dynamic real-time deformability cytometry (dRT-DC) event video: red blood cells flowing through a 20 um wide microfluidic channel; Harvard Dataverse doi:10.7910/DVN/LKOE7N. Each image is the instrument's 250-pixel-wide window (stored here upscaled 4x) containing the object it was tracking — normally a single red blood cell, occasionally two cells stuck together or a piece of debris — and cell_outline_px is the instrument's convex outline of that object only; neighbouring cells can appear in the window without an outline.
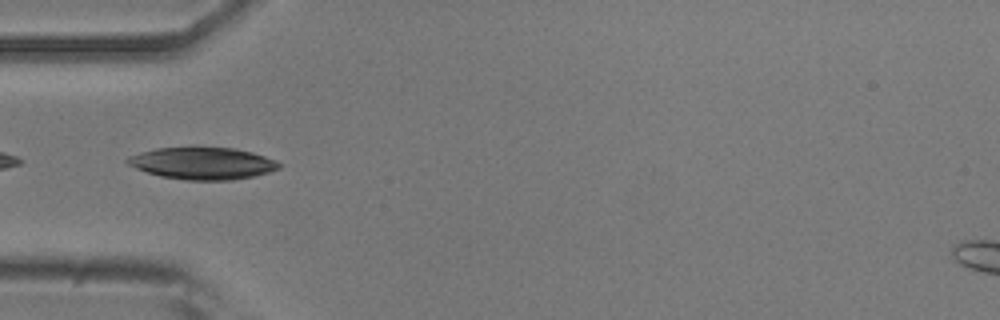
{"species": "common noctule bat (a hibernating species)", "species_latin": "Nyctalus noctula", "temperature_condition": "room temperature", "stored_images_in_passage": 38, "camera_frame_rate_fps": 3000, "um_per_image_px": 0.085, "animal": {"sex": "male", "body_mass_g": 20.5, "forearm_length_mm": 52.5}, "frame": {"image": 1, "passage_image": 4, "time_ms": 1.0, "image_size_px": [1000, 320], "cell_outline_px": [[284, 164], [280, 168], [256, 176], [232, 180], [184, 180], [160, 176], [136, 168], [128, 164], [124, 160], [128, 156], [156, 148], [192, 144], [196, 144], [236, 148], [252, 152], [276, 160]], "centroid_in_image_um": [17.23, 13.83], "position_along_channel_um": 67.8, "area_um2": 29.48}}
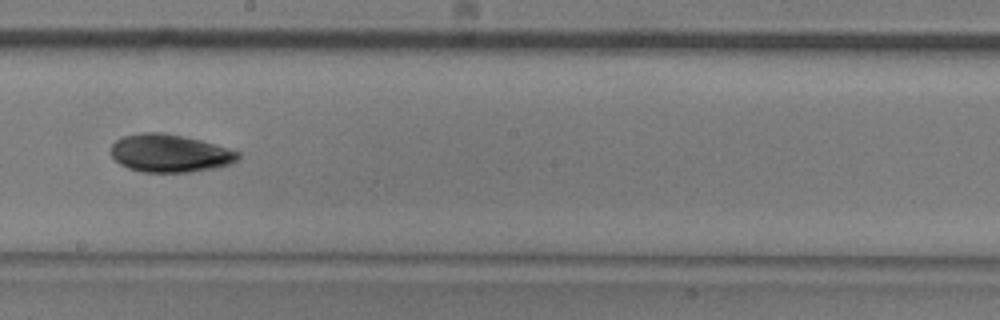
{"frame": {"image": 2, "passage_image": 17, "time_ms": 5.333, "image_size_px": [1000, 320], "cell_outline_px": [[240, 160], [232, 164], [212, 168], [188, 172], [140, 172], [128, 168], [120, 164], [112, 156], [112, 144], [116, 140], [124, 136], [140, 132], [164, 132], [200, 140], [240, 152]], "centroid_in_image_um": [14.44, 13.03], "position_along_channel_um": 233.8, "area_um2": 28.03}}
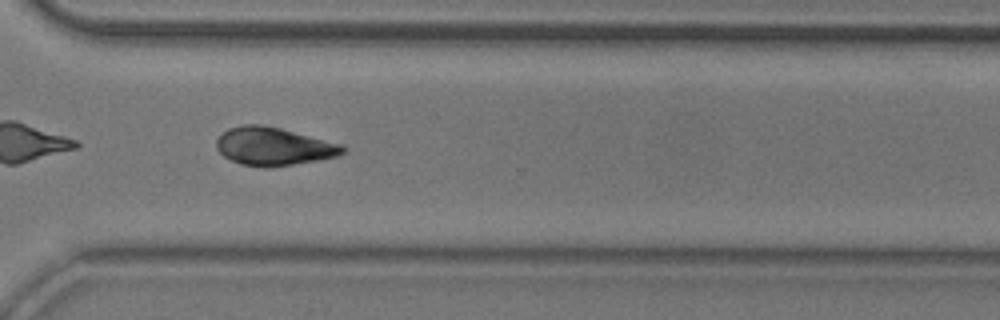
{"frame": {"image": 3, "passage_image": 26, "time_ms": 8.333, "image_size_px": [1000, 320], "cell_outline_px": [[344, 152], [340, 156], [272, 168], [264, 168], [240, 164], [224, 156], [216, 148], [216, 140], [228, 128], [244, 124], [260, 124], [280, 128], [340, 144], [344, 148]], "centroid_in_image_um": [23.23, 12.46], "position_along_channel_um": 347.4, "area_um2": 27.92}, "authors_computed_cell_mechanics": {"area_um2": 27.4261, "velocity_mm_per_s": 3.8025, "shape_relaxation_time_tau1_ms": 2.1816, "shape_relaxation_time_tau2_ms": null, "deformation_change_tau1": 0.0857, "deformation_change_tau2": null}}